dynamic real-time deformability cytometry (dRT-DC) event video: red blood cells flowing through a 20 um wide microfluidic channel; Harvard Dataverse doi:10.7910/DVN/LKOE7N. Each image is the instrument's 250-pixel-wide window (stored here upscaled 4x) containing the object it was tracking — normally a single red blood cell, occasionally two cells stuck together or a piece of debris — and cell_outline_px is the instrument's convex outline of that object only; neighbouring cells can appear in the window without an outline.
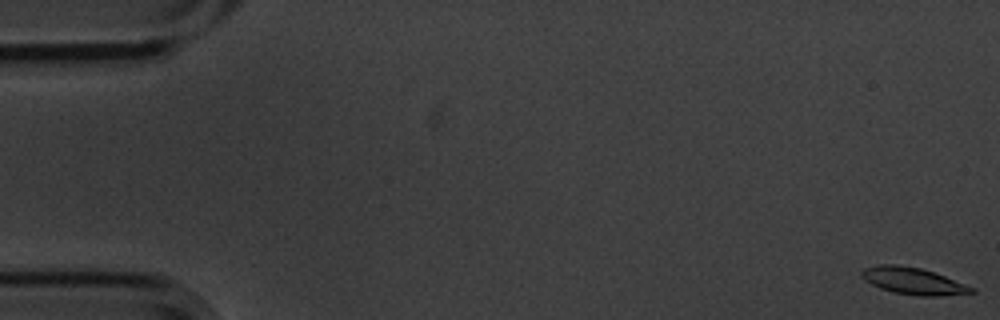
{"species": "common noctule bat (a hibernating species)", "species_latin": "Nyctalus noctula", "temperature_condition": "cold", "stored_images_in_passage": 11, "camera_frame_rate_fps": 3000, "um_per_image_px": 0.085, "animal": {"sex": "male", "body_mass_g": 20.1, "forearm_length_mm": 53.5}, "frame": {"image": 1, "passage_image": 1, "time_ms": 0.0, "image_size_px": [1000, 320], "cell_outline_px": [[976, 292], [940, 296], [920, 296], [896, 292], [880, 288], [864, 280], [860, 276], [860, 272], [864, 268], [880, 264], [896, 264], [920, 268], [944, 276], [976, 288]], "centroid_in_image_um": [77.61, 23.88], "position_along_channel_um": 7.4, "area_um2": 17.05}}
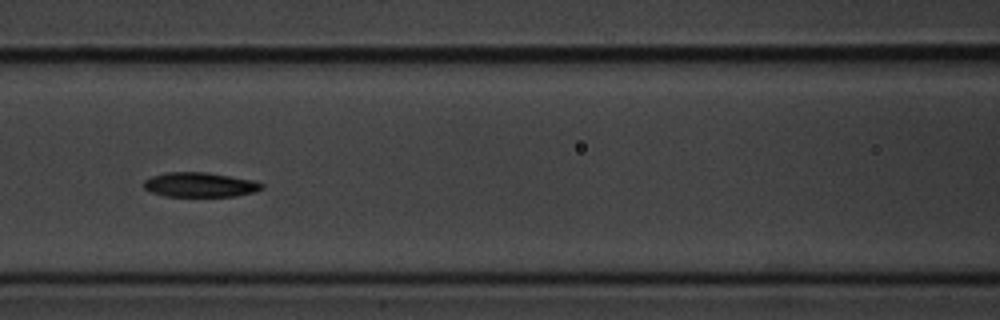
{"frame": {"image": 2, "passage_image": 7, "time_ms": 2.0, "image_size_px": [1000, 320], "cell_outline_px": [[264, 188], [256, 192], [236, 196], [164, 196], [152, 192], [144, 188], [144, 180], [152, 176], [168, 172], [204, 172], [252, 180], [264, 184]], "centroid_in_image_um": [17.01, 15.71], "position_along_channel_um": 149.6, "area_um2": 16.82}}
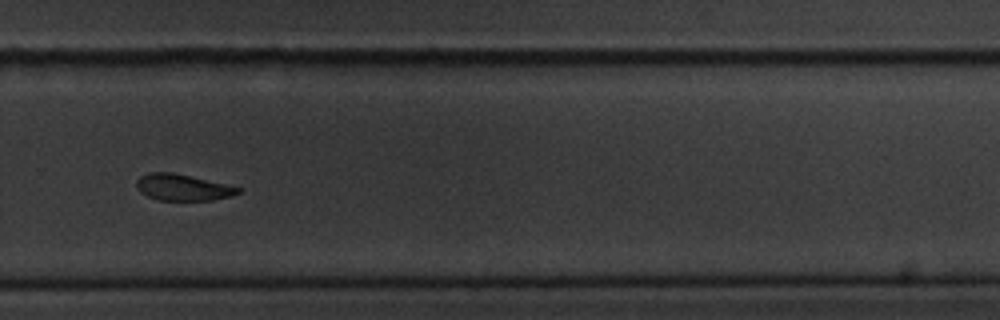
{"frame": {"image": 3, "passage_image": 11, "time_ms": 3.333, "image_size_px": [1000, 320], "cell_outline_px": [[244, 188], [240, 192], [232, 196], [212, 200], [160, 200], [148, 196], [140, 192], [136, 188], [136, 180], [140, 176], [148, 172], [172, 172], [228, 184]], "centroid_in_image_um": [15.55, 15.92], "position_along_channel_um": 314.2, "area_um2": 15.78}}